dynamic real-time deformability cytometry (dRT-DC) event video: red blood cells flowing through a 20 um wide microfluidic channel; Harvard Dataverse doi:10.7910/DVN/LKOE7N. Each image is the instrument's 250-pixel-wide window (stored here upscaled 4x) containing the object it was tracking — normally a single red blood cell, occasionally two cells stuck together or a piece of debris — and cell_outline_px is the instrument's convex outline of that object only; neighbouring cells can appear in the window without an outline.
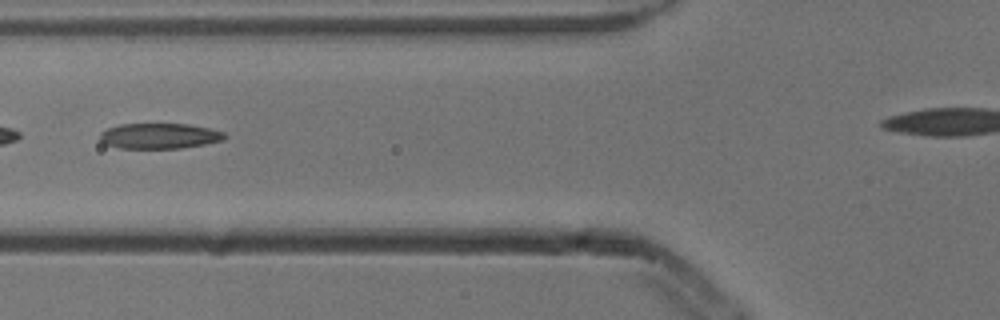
{"species": "common noctule bat (a hibernating species)", "species_latin": "Nyctalus noctula", "temperature_condition": "cold", "stored_images_in_passage": 5, "camera_frame_rate_fps": 3000, "um_per_image_px": 0.085, "animal": {"sex": "male", "body_mass_g": 13.3}, "frame": {"image": 1, "passage_image": 4, "time_ms": 1.0, "image_size_px": [1000, 320], "cell_outline_px": [[228, 136], [224, 140], [204, 144], [180, 148], [120, 148], [104, 144], [100, 140], [100, 132], [108, 128], [120, 124], [188, 124], [208, 128], [224, 132]], "centroid_in_image_um": [13.55, 11.55], "position_along_channel_um": 112.3, "area_um2": 18.5}}
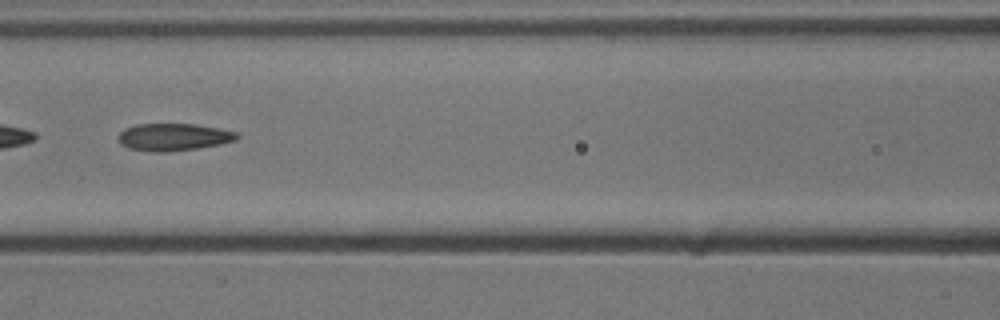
{"frame": {"image": 2, "passage_image": 5, "time_ms": 1.333, "image_size_px": [1000, 320], "cell_outline_px": [[240, 136], [236, 140], [220, 144], [196, 148], [168, 152], [148, 152], [128, 148], [120, 144], [116, 140], [116, 136], [124, 128], [136, 124], [196, 124], [236, 132]], "centroid_in_image_um": [14.67, 11.65], "position_along_channel_um": 151.9, "area_um2": 19.07}}